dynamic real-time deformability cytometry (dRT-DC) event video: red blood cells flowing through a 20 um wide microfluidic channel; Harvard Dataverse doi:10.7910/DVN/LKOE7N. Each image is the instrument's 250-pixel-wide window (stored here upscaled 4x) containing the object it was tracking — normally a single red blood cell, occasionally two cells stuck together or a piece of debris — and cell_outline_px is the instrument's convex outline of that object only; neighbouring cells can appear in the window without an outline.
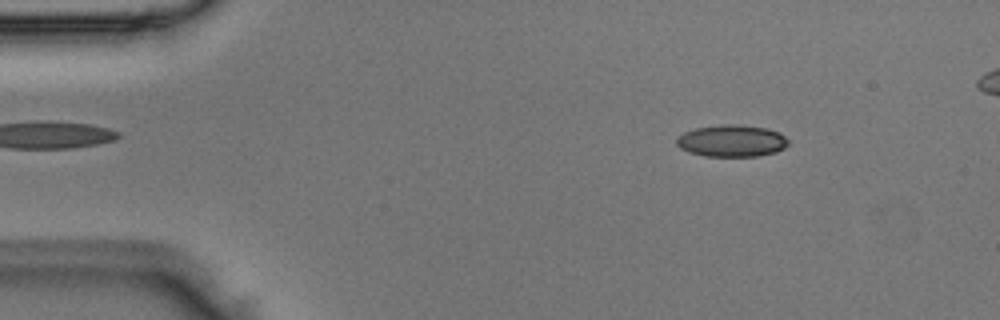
{"species": "Egyptian fruit bat (a non-hibernating species)", "species_latin": "Rousettus aegyptiacus", "temperature_condition": "room temperature", "stored_images_in_passage": 46, "camera_frame_rate_fps": 3000, "um_per_image_px": 0.085, "animal": {"sex": "male"}, "frame": {"image": 1, "passage_image": 4, "time_ms": 1.0, "image_size_px": [1000, 320], "cell_outline_px": [[788, 144], [784, 148], [776, 152], [756, 156], [704, 156], [688, 152], [680, 148], [676, 144], [676, 140], [684, 132], [696, 128], [720, 124], [736, 124], [768, 128], [780, 132], [788, 140]], "centroid_in_image_um": [62.2, 11.96], "position_along_channel_um": 22.8, "area_um2": 20.87}}
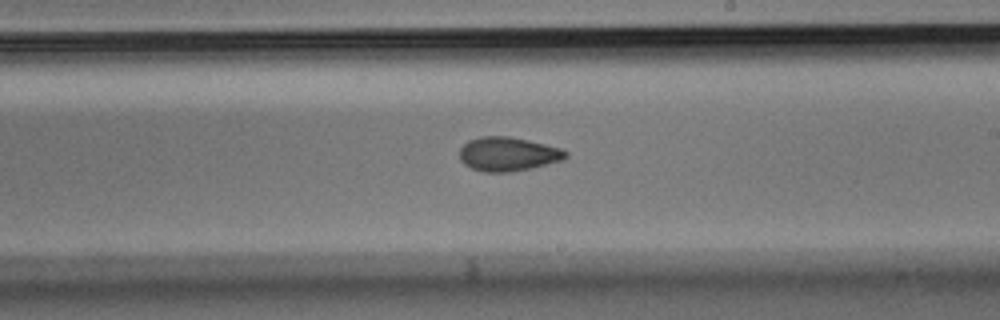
{"frame": {"image": 2, "passage_image": 26, "time_ms": 8.333, "image_size_px": [1000, 320], "cell_outline_px": [[568, 156], [560, 160], [532, 168], [512, 172], [484, 172], [472, 168], [464, 164], [460, 160], [460, 148], [468, 140], [484, 136], [508, 136], [528, 140], [560, 148], [568, 152]], "centroid_in_image_um": [43.15, 13.1], "position_along_channel_um": 245.8, "area_um2": 20.92}}
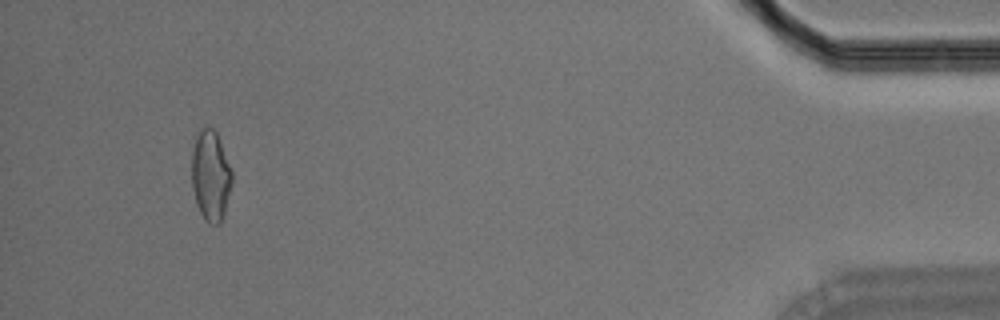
{"frame": {"image": 3, "passage_image": 44, "time_ms": 14.333, "image_size_px": [1000, 320], "cell_outline_px": [[232, 184], [224, 212], [220, 224], [212, 224], [204, 220], [196, 204], [192, 188], [192, 148], [196, 136], [200, 128], [212, 128], [216, 132], [232, 172]], "centroid_in_image_um": [17.89, 14.95], "position_along_channel_um": 417.3, "area_um2": 21.1}}